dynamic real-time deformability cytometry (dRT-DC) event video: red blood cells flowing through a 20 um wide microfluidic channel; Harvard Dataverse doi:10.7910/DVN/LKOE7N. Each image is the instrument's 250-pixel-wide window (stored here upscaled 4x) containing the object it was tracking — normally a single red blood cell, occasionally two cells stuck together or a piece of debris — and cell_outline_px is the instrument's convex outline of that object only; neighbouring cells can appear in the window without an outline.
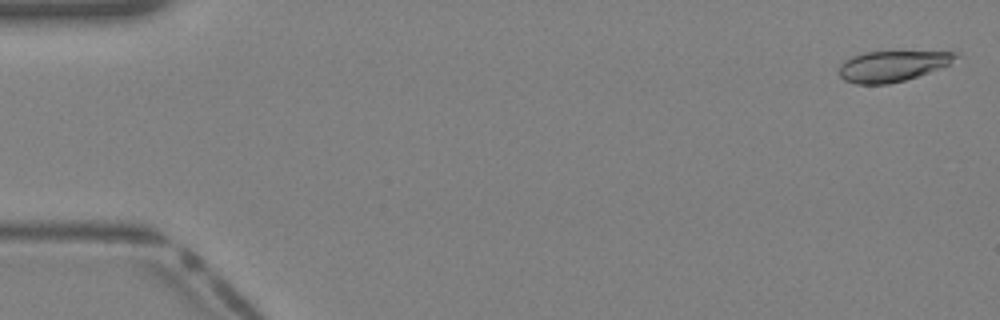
{"species": "Egyptian fruit bat (a non-hibernating species)", "species_latin": "Rousettus aegyptiacus", "temperature_condition": "warm", "stored_images_in_passage": 16, "camera_frame_rate_fps": 3000, "um_per_image_px": 0.085, "animal": {"sex": "female"}, "frame": {"image": 1, "passage_image": 1, "time_ms": 0.0, "image_size_px": [1000, 320], "cell_outline_px": [[960, 56], [948, 64], [928, 72], [904, 80], [888, 84], [856, 84], [844, 80], [840, 76], [840, 64], [844, 60], [852, 56], [864, 52], [960, 52]], "centroid_in_image_um": [75.82, 5.61], "position_along_channel_um": 9.2, "area_um2": 20.58}}
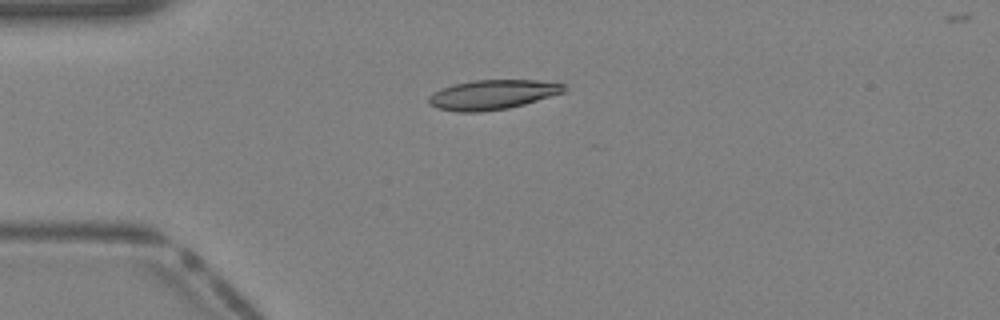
{"frame": {"image": 2, "passage_image": 10, "time_ms": 3.0, "image_size_px": [1000, 320], "cell_outline_px": [[568, 92], [524, 104], [508, 108], [480, 112], [456, 112], [436, 108], [428, 104], [428, 96], [432, 92], [440, 88], [452, 84], [476, 80], [536, 80], [564, 84], [568, 88]], "centroid_in_image_um": [41.86, 8.05], "position_along_channel_um": 43.1, "area_um2": 23.76}}
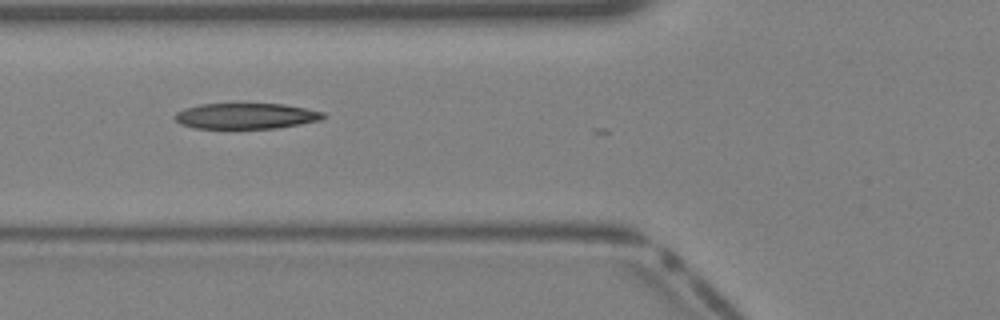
{"frame": {"image": 3, "passage_image": 15, "time_ms": 4.667, "image_size_px": [1000, 320], "cell_outline_px": [[328, 116], [320, 120], [300, 124], [276, 128], [196, 128], [180, 124], [172, 116], [176, 112], [184, 108], [200, 104], [284, 104], [324, 112]], "centroid_in_image_um": [20.9, 9.86], "position_along_channel_um": 104.9, "area_um2": 22.25}}